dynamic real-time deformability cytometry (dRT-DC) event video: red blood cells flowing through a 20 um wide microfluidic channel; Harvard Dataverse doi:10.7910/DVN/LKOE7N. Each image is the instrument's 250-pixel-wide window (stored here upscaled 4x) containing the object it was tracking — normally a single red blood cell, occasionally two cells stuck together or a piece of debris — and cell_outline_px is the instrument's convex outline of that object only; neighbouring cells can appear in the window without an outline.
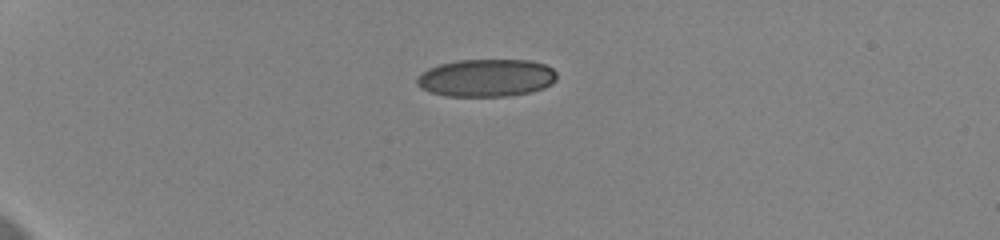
{"species": "human", "species_latin": "Homo sapiens", "temperature_condition": "cold", "stored_images_in_passage": 42, "camera_frame_rate_fps": 3000, "um_per_image_px": 0.085, "donor": {"sex": "female"}, "frame": {"image": 1, "passage_image": 1, "time_ms": 0.0, "image_size_px": [1000, 240], "cell_outline_px": [[556, 80], [552, 84], [544, 88], [532, 92], [508, 96], [444, 96], [428, 92], [420, 88], [416, 84], [416, 76], [420, 72], [428, 68], [440, 64], [456, 60], [528, 60], [544, 64], [552, 68], [556, 72]], "centroid_in_image_um": [41.3, 6.62], "position_along_channel_um": 43.7, "area_um2": 31.1}}
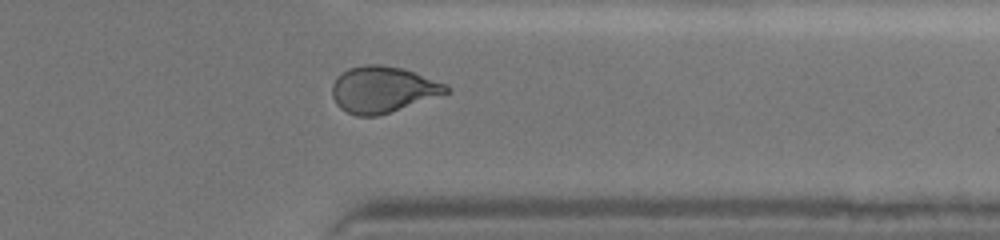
{"frame": {"image": 2, "passage_image": 33, "time_ms": 10.667, "image_size_px": [1000, 240], "cell_outline_px": [[452, 88], [448, 92], [380, 116], [356, 116], [340, 108], [336, 104], [332, 96], [332, 84], [336, 76], [348, 68], [364, 64], [380, 64], [404, 68], [448, 84]], "centroid_in_image_um": [32.52, 7.59], "position_along_channel_um": 378.9, "area_um2": 31.04}}
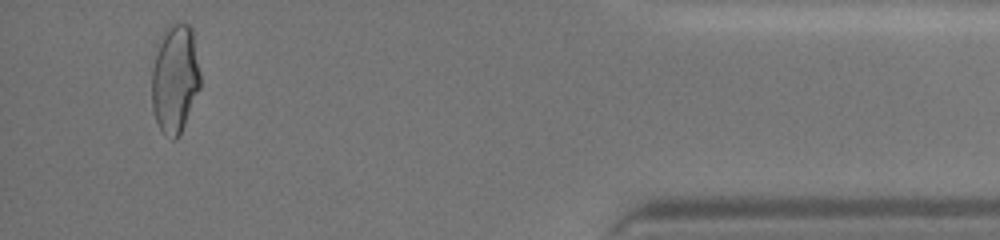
{"frame": {"image": 3, "passage_image": 40, "time_ms": 13.0, "image_size_px": [1000, 240], "cell_outline_px": [[200, 88], [180, 136], [176, 140], [172, 140], [164, 136], [156, 120], [152, 108], [152, 68], [164, 28], [172, 24], [188, 24], [192, 28], [200, 72]], "centroid_in_image_um": [14.88, 6.75], "position_along_channel_um": 420.3, "area_um2": 30.81}, "authors_computed_cell_mechanics": {"area_um2": 30.8652, "velocity_mm_per_s": 3.6585, "shape_relaxation_time_tau1_ms": null, "shape_relaxation_time_tau2_ms": 0.9136, "deformation_change_tau1": null, "deformation_change_tau2": 0.0512}}